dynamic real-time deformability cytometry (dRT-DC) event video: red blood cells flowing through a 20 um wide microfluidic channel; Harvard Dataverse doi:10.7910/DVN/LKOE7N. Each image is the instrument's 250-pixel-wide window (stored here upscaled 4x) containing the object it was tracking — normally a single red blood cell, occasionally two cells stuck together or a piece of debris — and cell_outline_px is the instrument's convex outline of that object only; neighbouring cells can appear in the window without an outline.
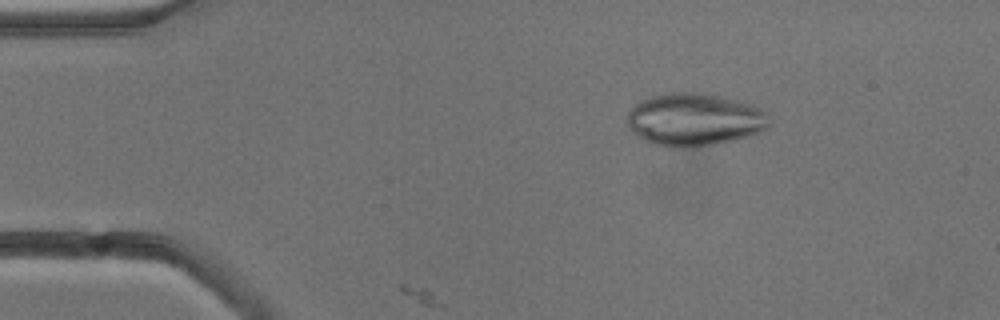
{"species": "common noctule bat (a hibernating species)", "species_latin": "Nyctalus noctula", "temperature_condition": "cold", "stored_images_in_passage": 6, "camera_frame_rate_fps": 3000, "um_per_image_px": 0.085, "animal": {"sex": "male", "body_mass_g": 13.3}, "frame": {"image": 1, "passage_image": 3, "time_ms": 2.0, "image_size_px": [1000, 320], "cell_outline_px": [[768, 124], [760, 132], [748, 136], [716, 144], [696, 148], [676, 148], [652, 144], [636, 136], [628, 128], [628, 112], [636, 104], [652, 96], [672, 92], [704, 92], [720, 96], [748, 104], [760, 108], [764, 112]], "centroid_in_image_um": [58.97, 10.18], "position_along_channel_um": 26.0, "area_um2": 43.47}}